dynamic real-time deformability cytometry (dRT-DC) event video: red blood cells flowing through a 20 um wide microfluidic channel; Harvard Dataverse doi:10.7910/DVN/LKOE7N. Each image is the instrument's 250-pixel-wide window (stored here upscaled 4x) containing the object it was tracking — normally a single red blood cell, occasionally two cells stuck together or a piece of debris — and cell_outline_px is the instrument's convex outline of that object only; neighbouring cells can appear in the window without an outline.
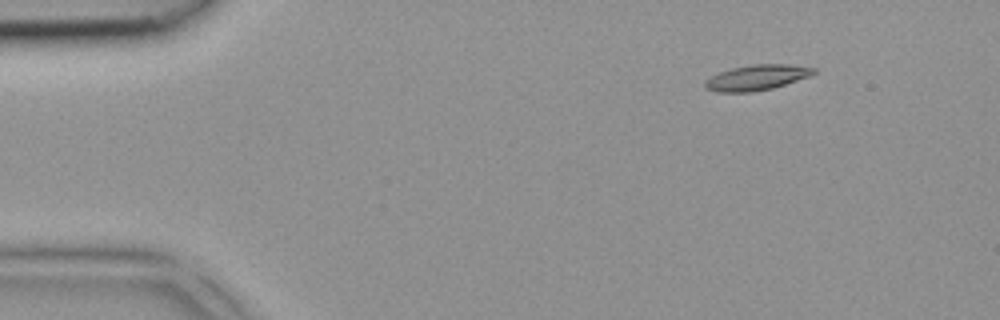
{"species": "common noctule bat (a hibernating species)", "species_latin": "Nyctalus noctula", "temperature_condition": "room temperature", "stored_images_in_passage": 5, "camera_frame_rate_fps": 3000, "um_per_image_px": 0.085, "animal": {"sex": "female", "body_mass_g": 18.4}, "frame": {"image": 1, "passage_image": 2, "time_ms": 0.333, "image_size_px": [1000, 320], "cell_outline_px": [[816, 72], [808, 76], [772, 88], [752, 92], [716, 92], [704, 88], [704, 80], [720, 72], [732, 68], [756, 64], [788, 64], [816, 68]], "centroid_in_image_um": [64.28, 6.59], "position_along_channel_um": 20.7, "area_um2": 15.9}}
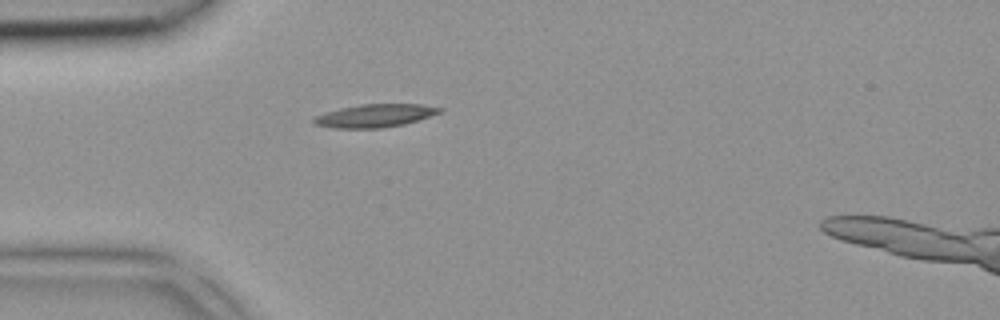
{"frame": {"image": 2, "passage_image": 4, "time_ms": 1.0, "image_size_px": [1000, 320], "cell_outline_px": [[444, 108], [440, 112], [404, 124], [380, 128], [332, 128], [312, 124], [312, 120], [316, 116], [340, 108], [360, 104], [420, 104]], "centroid_in_image_um": [31.83, 9.83], "position_along_channel_um": 53.2, "area_um2": 16.7}}